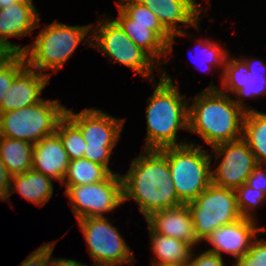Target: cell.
Returning <instances> with one entry per match:
<instances>
[{
    "mask_svg": "<svg viewBox=\"0 0 266 266\" xmlns=\"http://www.w3.org/2000/svg\"><path fill=\"white\" fill-rule=\"evenodd\" d=\"M123 202H137L147 218L152 212L182 205L172 181L168 158L161 150H145L122 175Z\"/></svg>",
    "mask_w": 266,
    "mask_h": 266,
    "instance_id": "obj_1",
    "label": "cell"
},
{
    "mask_svg": "<svg viewBox=\"0 0 266 266\" xmlns=\"http://www.w3.org/2000/svg\"><path fill=\"white\" fill-rule=\"evenodd\" d=\"M212 81L207 88L189 99L188 131L211 147L242 137L245 110L223 93Z\"/></svg>",
    "mask_w": 266,
    "mask_h": 266,
    "instance_id": "obj_2",
    "label": "cell"
},
{
    "mask_svg": "<svg viewBox=\"0 0 266 266\" xmlns=\"http://www.w3.org/2000/svg\"><path fill=\"white\" fill-rule=\"evenodd\" d=\"M159 75V83L152 81L155 89L147 99L145 150L187 144L186 141H178L177 134L180 129L188 131L189 99L180 94L165 68Z\"/></svg>",
    "mask_w": 266,
    "mask_h": 266,
    "instance_id": "obj_3",
    "label": "cell"
},
{
    "mask_svg": "<svg viewBox=\"0 0 266 266\" xmlns=\"http://www.w3.org/2000/svg\"><path fill=\"white\" fill-rule=\"evenodd\" d=\"M91 40L92 24L70 26L55 20L40 30L32 44L26 45L23 55L28 67L51 77L52 73L44 70L57 73L79 44L88 42L89 48Z\"/></svg>",
    "mask_w": 266,
    "mask_h": 266,
    "instance_id": "obj_4",
    "label": "cell"
},
{
    "mask_svg": "<svg viewBox=\"0 0 266 266\" xmlns=\"http://www.w3.org/2000/svg\"><path fill=\"white\" fill-rule=\"evenodd\" d=\"M161 151L168 158L172 181L183 204L194 201L212 183L210 151L201 145L190 141Z\"/></svg>",
    "mask_w": 266,
    "mask_h": 266,
    "instance_id": "obj_5",
    "label": "cell"
},
{
    "mask_svg": "<svg viewBox=\"0 0 266 266\" xmlns=\"http://www.w3.org/2000/svg\"><path fill=\"white\" fill-rule=\"evenodd\" d=\"M92 27L91 48L108 56L110 61L129 67L149 82L154 80V68L161 73L162 68L125 34L112 17L101 19Z\"/></svg>",
    "mask_w": 266,
    "mask_h": 266,
    "instance_id": "obj_6",
    "label": "cell"
},
{
    "mask_svg": "<svg viewBox=\"0 0 266 266\" xmlns=\"http://www.w3.org/2000/svg\"><path fill=\"white\" fill-rule=\"evenodd\" d=\"M65 114L79 127L86 141L83 158L105 166L111 173L109 163L116 148L126 119H119L100 109H83L79 113L66 107Z\"/></svg>",
    "mask_w": 266,
    "mask_h": 266,
    "instance_id": "obj_7",
    "label": "cell"
},
{
    "mask_svg": "<svg viewBox=\"0 0 266 266\" xmlns=\"http://www.w3.org/2000/svg\"><path fill=\"white\" fill-rule=\"evenodd\" d=\"M66 106L59 100L43 99L35 105L0 113V136L32 144L56 132Z\"/></svg>",
    "mask_w": 266,
    "mask_h": 266,
    "instance_id": "obj_8",
    "label": "cell"
},
{
    "mask_svg": "<svg viewBox=\"0 0 266 266\" xmlns=\"http://www.w3.org/2000/svg\"><path fill=\"white\" fill-rule=\"evenodd\" d=\"M189 206L194 232L201 243L217 228L230 224L242 216L233 189L218 187L212 183Z\"/></svg>",
    "mask_w": 266,
    "mask_h": 266,
    "instance_id": "obj_9",
    "label": "cell"
},
{
    "mask_svg": "<svg viewBox=\"0 0 266 266\" xmlns=\"http://www.w3.org/2000/svg\"><path fill=\"white\" fill-rule=\"evenodd\" d=\"M77 223L94 266L133 264L134 253L107 216L83 218Z\"/></svg>",
    "mask_w": 266,
    "mask_h": 266,
    "instance_id": "obj_10",
    "label": "cell"
},
{
    "mask_svg": "<svg viewBox=\"0 0 266 266\" xmlns=\"http://www.w3.org/2000/svg\"><path fill=\"white\" fill-rule=\"evenodd\" d=\"M64 194L77 219L105 217L123 202V183L120 173H112L104 181L85 185L65 186Z\"/></svg>",
    "mask_w": 266,
    "mask_h": 266,
    "instance_id": "obj_11",
    "label": "cell"
},
{
    "mask_svg": "<svg viewBox=\"0 0 266 266\" xmlns=\"http://www.w3.org/2000/svg\"><path fill=\"white\" fill-rule=\"evenodd\" d=\"M210 157L221 158L215 170H211L212 184L218 187L236 190L246 183L253 169L258 165L255 155L247 142L240 139L223 142L212 147Z\"/></svg>",
    "mask_w": 266,
    "mask_h": 266,
    "instance_id": "obj_12",
    "label": "cell"
},
{
    "mask_svg": "<svg viewBox=\"0 0 266 266\" xmlns=\"http://www.w3.org/2000/svg\"><path fill=\"white\" fill-rule=\"evenodd\" d=\"M149 8L158 18L162 26L171 34L168 43V55L173 52L175 37L188 36V27H194L199 31L200 14L203 6L197 0H137ZM186 26L187 31L180 29ZM183 25V26H182ZM188 26V27H187ZM187 32V33H186Z\"/></svg>",
    "mask_w": 266,
    "mask_h": 266,
    "instance_id": "obj_13",
    "label": "cell"
},
{
    "mask_svg": "<svg viewBox=\"0 0 266 266\" xmlns=\"http://www.w3.org/2000/svg\"><path fill=\"white\" fill-rule=\"evenodd\" d=\"M256 220L241 217L240 219L215 229L204 242L212 245L206 250L222 257V252L232 255L235 261L247 254L252 242L266 227H258Z\"/></svg>",
    "mask_w": 266,
    "mask_h": 266,
    "instance_id": "obj_14",
    "label": "cell"
},
{
    "mask_svg": "<svg viewBox=\"0 0 266 266\" xmlns=\"http://www.w3.org/2000/svg\"><path fill=\"white\" fill-rule=\"evenodd\" d=\"M220 75L223 87L219 90L234 94V102L245 111L255 110L252 106L248 107V103L244 104L245 98L252 99L266 94V78H251L252 73L241 58H231L228 54Z\"/></svg>",
    "mask_w": 266,
    "mask_h": 266,
    "instance_id": "obj_15",
    "label": "cell"
},
{
    "mask_svg": "<svg viewBox=\"0 0 266 266\" xmlns=\"http://www.w3.org/2000/svg\"><path fill=\"white\" fill-rule=\"evenodd\" d=\"M40 14L32 0H21L0 9V41L10 46L17 54H23L26 46L11 43L8 38L31 35L40 27Z\"/></svg>",
    "mask_w": 266,
    "mask_h": 266,
    "instance_id": "obj_16",
    "label": "cell"
},
{
    "mask_svg": "<svg viewBox=\"0 0 266 266\" xmlns=\"http://www.w3.org/2000/svg\"><path fill=\"white\" fill-rule=\"evenodd\" d=\"M117 8L118 17L112 19L122 28L125 34L159 66L168 62V43L171 34L162 25L132 24V19L118 6Z\"/></svg>",
    "mask_w": 266,
    "mask_h": 266,
    "instance_id": "obj_17",
    "label": "cell"
},
{
    "mask_svg": "<svg viewBox=\"0 0 266 266\" xmlns=\"http://www.w3.org/2000/svg\"><path fill=\"white\" fill-rule=\"evenodd\" d=\"M50 76L26 66L12 81L3 97L0 113L35 105L44 98L40 97L49 83Z\"/></svg>",
    "mask_w": 266,
    "mask_h": 266,
    "instance_id": "obj_18",
    "label": "cell"
},
{
    "mask_svg": "<svg viewBox=\"0 0 266 266\" xmlns=\"http://www.w3.org/2000/svg\"><path fill=\"white\" fill-rule=\"evenodd\" d=\"M145 219L155 233L182 240L193 248L200 244L194 232L193 218L187 204L152 212Z\"/></svg>",
    "mask_w": 266,
    "mask_h": 266,
    "instance_id": "obj_19",
    "label": "cell"
},
{
    "mask_svg": "<svg viewBox=\"0 0 266 266\" xmlns=\"http://www.w3.org/2000/svg\"><path fill=\"white\" fill-rule=\"evenodd\" d=\"M69 163L68 153L56 132L34 144L32 169L60 181L61 185Z\"/></svg>",
    "mask_w": 266,
    "mask_h": 266,
    "instance_id": "obj_20",
    "label": "cell"
},
{
    "mask_svg": "<svg viewBox=\"0 0 266 266\" xmlns=\"http://www.w3.org/2000/svg\"><path fill=\"white\" fill-rule=\"evenodd\" d=\"M18 192L22 197L37 206H44L54 192L53 180L38 171L30 169L22 174L11 176L10 195Z\"/></svg>",
    "mask_w": 266,
    "mask_h": 266,
    "instance_id": "obj_21",
    "label": "cell"
},
{
    "mask_svg": "<svg viewBox=\"0 0 266 266\" xmlns=\"http://www.w3.org/2000/svg\"><path fill=\"white\" fill-rule=\"evenodd\" d=\"M149 239L153 260L151 266L176 265L189 262L193 247L182 240L155 233L149 226ZM155 257V258H154Z\"/></svg>",
    "mask_w": 266,
    "mask_h": 266,
    "instance_id": "obj_22",
    "label": "cell"
},
{
    "mask_svg": "<svg viewBox=\"0 0 266 266\" xmlns=\"http://www.w3.org/2000/svg\"><path fill=\"white\" fill-rule=\"evenodd\" d=\"M33 147L28 141L0 136V160L11 176L32 169Z\"/></svg>",
    "mask_w": 266,
    "mask_h": 266,
    "instance_id": "obj_23",
    "label": "cell"
},
{
    "mask_svg": "<svg viewBox=\"0 0 266 266\" xmlns=\"http://www.w3.org/2000/svg\"><path fill=\"white\" fill-rule=\"evenodd\" d=\"M242 138L247 142L258 164L266 162V113L257 110L245 112Z\"/></svg>",
    "mask_w": 266,
    "mask_h": 266,
    "instance_id": "obj_24",
    "label": "cell"
},
{
    "mask_svg": "<svg viewBox=\"0 0 266 266\" xmlns=\"http://www.w3.org/2000/svg\"><path fill=\"white\" fill-rule=\"evenodd\" d=\"M112 173L103 165L86 158L70 160L62 186H76L97 183L107 179Z\"/></svg>",
    "mask_w": 266,
    "mask_h": 266,
    "instance_id": "obj_25",
    "label": "cell"
},
{
    "mask_svg": "<svg viewBox=\"0 0 266 266\" xmlns=\"http://www.w3.org/2000/svg\"><path fill=\"white\" fill-rule=\"evenodd\" d=\"M56 133L60 136L70 160L83 158L86 141L79 127L66 114L59 120Z\"/></svg>",
    "mask_w": 266,
    "mask_h": 266,
    "instance_id": "obj_26",
    "label": "cell"
},
{
    "mask_svg": "<svg viewBox=\"0 0 266 266\" xmlns=\"http://www.w3.org/2000/svg\"><path fill=\"white\" fill-rule=\"evenodd\" d=\"M198 45H196V49H199V53L197 54V60L198 62L204 63L205 65V71L209 72L211 71L212 67L216 69V67H221L222 72L224 68V63L227 58V55L229 54L228 51L225 48H222L223 45L218 44L216 41H212L211 39H205V40H197ZM203 59V60H202ZM197 62V61H196ZM199 68L198 66H196ZM203 70V71H204Z\"/></svg>",
    "mask_w": 266,
    "mask_h": 266,
    "instance_id": "obj_27",
    "label": "cell"
},
{
    "mask_svg": "<svg viewBox=\"0 0 266 266\" xmlns=\"http://www.w3.org/2000/svg\"><path fill=\"white\" fill-rule=\"evenodd\" d=\"M237 206L240 214L244 218H250L256 220L254 217L255 209H258V205L266 202V194L260 190H256L246 183L236 190Z\"/></svg>",
    "mask_w": 266,
    "mask_h": 266,
    "instance_id": "obj_28",
    "label": "cell"
},
{
    "mask_svg": "<svg viewBox=\"0 0 266 266\" xmlns=\"http://www.w3.org/2000/svg\"><path fill=\"white\" fill-rule=\"evenodd\" d=\"M116 4L132 19V24L162 25L157 16L137 0H119Z\"/></svg>",
    "mask_w": 266,
    "mask_h": 266,
    "instance_id": "obj_29",
    "label": "cell"
},
{
    "mask_svg": "<svg viewBox=\"0 0 266 266\" xmlns=\"http://www.w3.org/2000/svg\"><path fill=\"white\" fill-rule=\"evenodd\" d=\"M266 229L252 242L247 254L238 258L234 266H266V240L259 236L265 235Z\"/></svg>",
    "mask_w": 266,
    "mask_h": 266,
    "instance_id": "obj_30",
    "label": "cell"
},
{
    "mask_svg": "<svg viewBox=\"0 0 266 266\" xmlns=\"http://www.w3.org/2000/svg\"><path fill=\"white\" fill-rule=\"evenodd\" d=\"M27 66L23 54H17L8 64L0 69V106L14 78Z\"/></svg>",
    "mask_w": 266,
    "mask_h": 266,
    "instance_id": "obj_31",
    "label": "cell"
},
{
    "mask_svg": "<svg viewBox=\"0 0 266 266\" xmlns=\"http://www.w3.org/2000/svg\"><path fill=\"white\" fill-rule=\"evenodd\" d=\"M56 243V241L44 243L24 259L19 266H48Z\"/></svg>",
    "mask_w": 266,
    "mask_h": 266,
    "instance_id": "obj_32",
    "label": "cell"
},
{
    "mask_svg": "<svg viewBox=\"0 0 266 266\" xmlns=\"http://www.w3.org/2000/svg\"><path fill=\"white\" fill-rule=\"evenodd\" d=\"M192 251L189 263L191 266H225L223 258L216 253L204 251L199 255H195Z\"/></svg>",
    "mask_w": 266,
    "mask_h": 266,
    "instance_id": "obj_33",
    "label": "cell"
},
{
    "mask_svg": "<svg viewBox=\"0 0 266 266\" xmlns=\"http://www.w3.org/2000/svg\"><path fill=\"white\" fill-rule=\"evenodd\" d=\"M261 164H258L247 178L246 184L250 187L260 190L266 194V168H262Z\"/></svg>",
    "mask_w": 266,
    "mask_h": 266,
    "instance_id": "obj_34",
    "label": "cell"
},
{
    "mask_svg": "<svg viewBox=\"0 0 266 266\" xmlns=\"http://www.w3.org/2000/svg\"><path fill=\"white\" fill-rule=\"evenodd\" d=\"M240 56V58L246 63L248 70L252 73L251 78L263 79L266 78V63L262 59H255Z\"/></svg>",
    "mask_w": 266,
    "mask_h": 266,
    "instance_id": "obj_35",
    "label": "cell"
},
{
    "mask_svg": "<svg viewBox=\"0 0 266 266\" xmlns=\"http://www.w3.org/2000/svg\"><path fill=\"white\" fill-rule=\"evenodd\" d=\"M11 175L0 160V201H8Z\"/></svg>",
    "mask_w": 266,
    "mask_h": 266,
    "instance_id": "obj_36",
    "label": "cell"
},
{
    "mask_svg": "<svg viewBox=\"0 0 266 266\" xmlns=\"http://www.w3.org/2000/svg\"><path fill=\"white\" fill-rule=\"evenodd\" d=\"M17 53L7 44L0 41V69L8 64Z\"/></svg>",
    "mask_w": 266,
    "mask_h": 266,
    "instance_id": "obj_37",
    "label": "cell"
},
{
    "mask_svg": "<svg viewBox=\"0 0 266 266\" xmlns=\"http://www.w3.org/2000/svg\"><path fill=\"white\" fill-rule=\"evenodd\" d=\"M48 266H88L83 263H80L76 260L73 259H68V258H53L51 256L50 262ZM90 266V265H89Z\"/></svg>",
    "mask_w": 266,
    "mask_h": 266,
    "instance_id": "obj_38",
    "label": "cell"
},
{
    "mask_svg": "<svg viewBox=\"0 0 266 266\" xmlns=\"http://www.w3.org/2000/svg\"><path fill=\"white\" fill-rule=\"evenodd\" d=\"M21 0H0V9L6 8L8 5L10 6L13 3H16Z\"/></svg>",
    "mask_w": 266,
    "mask_h": 266,
    "instance_id": "obj_39",
    "label": "cell"
},
{
    "mask_svg": "<svg viewBox=\"0 0 266 266\" xmlns=\"http://www.w3.org/2000/svg\"><path fill=\"white\" fill-rule=\"evenodd\" d=\"M159 266H167V265H159ZM168 266H191V264L189 262H185L182 264L168 265Z\"/></svg>",
    "mask_w": 266,
    "mask_h": 266,
    "instance_id": "obj_40",
    "label": "cell"
}]
</instances>
